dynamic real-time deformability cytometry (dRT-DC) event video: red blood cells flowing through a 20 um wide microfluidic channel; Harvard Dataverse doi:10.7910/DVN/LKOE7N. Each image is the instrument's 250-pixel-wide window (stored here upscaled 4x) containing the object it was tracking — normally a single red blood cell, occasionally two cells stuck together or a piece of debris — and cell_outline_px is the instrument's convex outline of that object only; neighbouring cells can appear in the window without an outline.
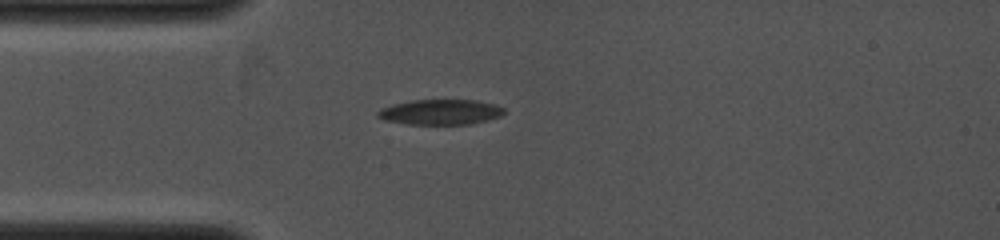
{"species": "common noctule bat (a hibernating species)", "species_latin": "Nyctalus noctula", "temperature_condition": "cold", "stored_images_in_passage": 4, "camera_frame_rate_fps": 4000, "um_per_image_px": 0.085, "animal": {"sex": "female", "body_mass_g": 19.0, "forearm_length_mm": 53.3}, "frame": {"image": 1, "passage_image": 1, "time_ms": 0.0, "image_size_px": [1000, 240], "cell_outline_px": [[504, 112], [500, 116], [468, 124], [408, 124], [384, 120], [376, 116], [376, 112], [380, 108], [392, 104], [412, 100], [476, 100], [496, 104], [504, 108]], "centroid_in_image_um": [37.39, 9.51], "position_along_channel_um": 47.6, "area_um2": 18.55}}
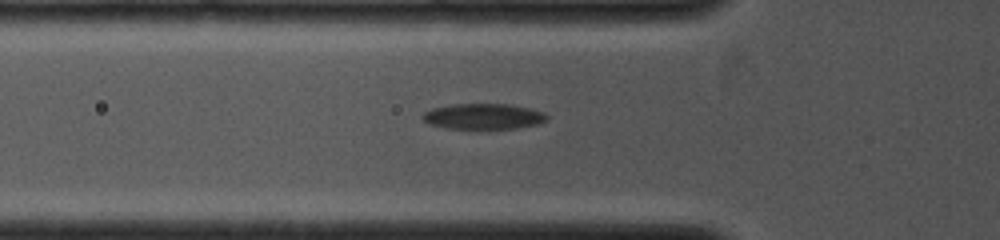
{"frame": {"image": 2, "passage_image": 3, "time_ms": 1.0, "image_size_px": [1000, 240], "cell_outline_px": [[548, 120], [540, 124], [516, 128], [448, 128], [428, 124], [420, 116], [424, 112], [432, 108], [452, 104], [508, 104], [532, 108], [544, 112], [548, 116]], "centroid_in_image_um": [41.12, 9.88], "position_along_channel_um": 84.7, "area_um2": 18.67}}